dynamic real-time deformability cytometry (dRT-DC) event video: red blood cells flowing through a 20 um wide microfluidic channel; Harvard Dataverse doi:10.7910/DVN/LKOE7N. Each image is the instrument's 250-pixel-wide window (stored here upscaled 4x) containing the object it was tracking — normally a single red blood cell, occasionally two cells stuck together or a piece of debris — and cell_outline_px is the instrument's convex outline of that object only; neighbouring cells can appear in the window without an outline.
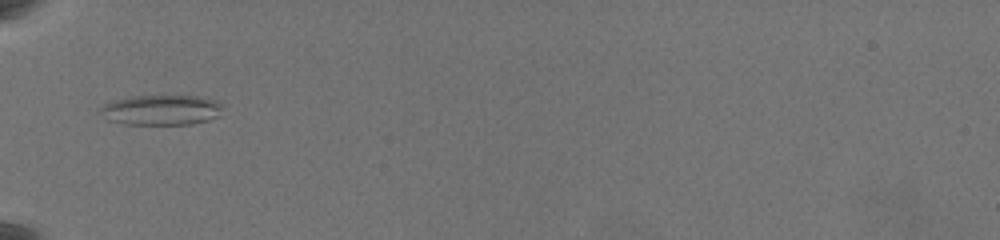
{"species": "common noctule bat (a hibernating species)", "species_latin": "Nyctalus noctula", "temperature_condition": "warm", "stored_images_in_passage": 37, "camera_frame_rate_fps": 3000, "um_per_image_px": 0.085, "animal": {"sex": "female", "body_mass_g": 19.5, "forearm_length_mm": 54.1}, "frame": {"image": 1, "passage_image": 1, "time_ms": 0.0, "image_size_px": [1000, 240], "cell_outline_px": [[224, 108], [220, 116], [208, 120], [192, 124], [120, 124], [108, 120], [100, 112], [100, 108], [104, 104], [116, 100], [132, 96], [204, 96], [224, 104]], "centroid_in_image_um": [13.77, 9.35], "position_along_channel_um": 71.2, "area_um2": 21.73}}
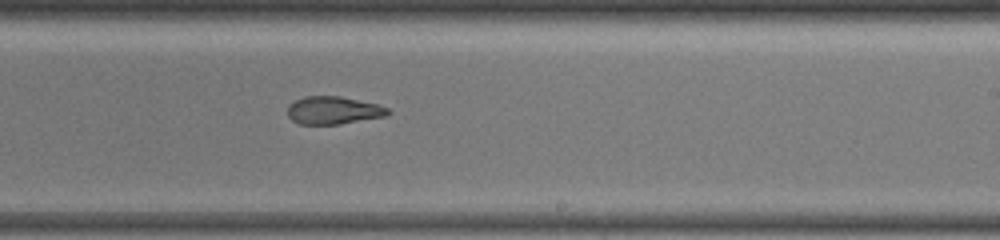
{"frame": {"image": 2, "passage_image": 17, "time_ms": 5.333, "image_size_px": [1000, 240], "cell_outline_px": [[392, 112], [384, 116], [340, 124], [300, 124], [292, 120], [288, 116], [288, 104], [304, 96], [340, 96], [376, 104], [388, 108]], "centroid_in_image_um": [28.31, 9.37], "position_along_channel_um": 260.7, "area_um2": 16.13}}
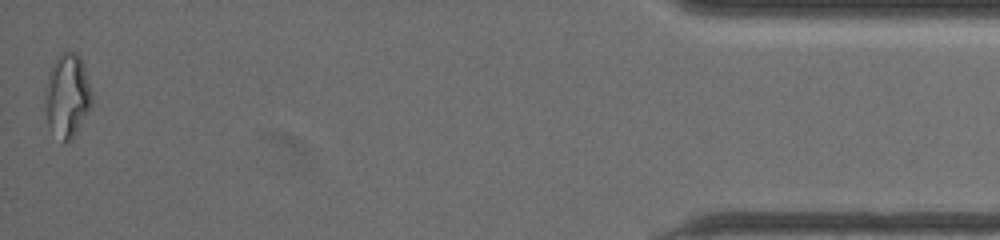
{"frame": {"image": 3, "passage_image": 37, "time_ms": 12.0, "image_size_px": [1000, 240], "cell_outline_px": [[92, 104], [72, 140], [68, 144], [48, 124], [44, 108], [44, 92], [48, 76], [56, 56], [60, 52], [76, 52], [80, 56], [92, 96]], "centroid_in_image_um": [5.69, 8.1], "position_along_channel_um": 429.5, "area_um2": 22.48}, "authors_computed_cell_mechanics": {"area_um2": 16.8776, "velocity_mm_per_s": 3.6346, "shape_relaxation_time_tau1_ms": null, "shape_relaxation_time_tau2_ms": 2.9169, "deformation_change_tau1": null, "deformation_change_tau2": 0.0999}}